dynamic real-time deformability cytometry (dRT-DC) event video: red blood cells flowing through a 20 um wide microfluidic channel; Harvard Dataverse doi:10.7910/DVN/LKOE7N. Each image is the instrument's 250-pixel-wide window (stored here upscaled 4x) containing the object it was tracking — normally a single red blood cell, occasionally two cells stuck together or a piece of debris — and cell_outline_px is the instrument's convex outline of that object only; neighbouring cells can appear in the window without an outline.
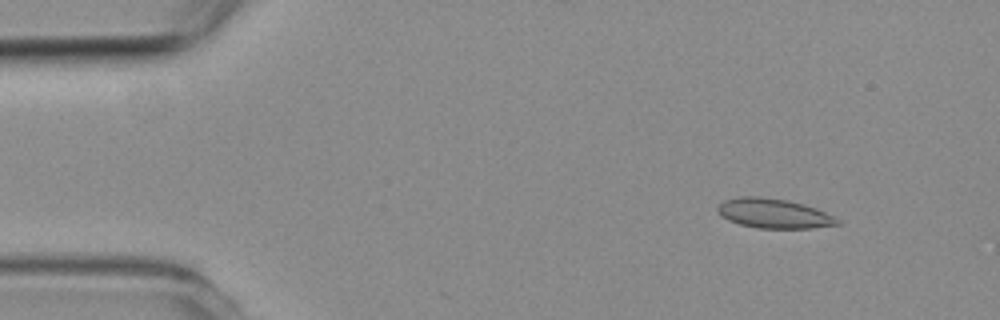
{"species": "common noctule bat (a hibernating species)", "species_latin": "Nyctalus noctula", "temperature_condition": "room temperature", "stored_images_in_passage": 5, "camera_frame_rate_fps": 3000, "um_per_image_px": 0.085, "animal": {"sex": "female", "body_mass_g": 19.3, "forearm_length_mm": 54.1}, "frame": {"image": 1, "passage_image": 2, "time_ms": 1.333, "image_size_px": [1000, 320], "cell_outline_px": [[840, 224], [812, 228], [756, 228], [740, 224], [728, 220], [720, 216], [716, 208], [724, 200], [740, 196], [756, 196], [788, 200], [804, 204], [816, 208], [840, 220]], "centroid_in_image_um": [65.74, 18.14], "position_along_channel_um": 19.3, "area_um2": 20.63}}
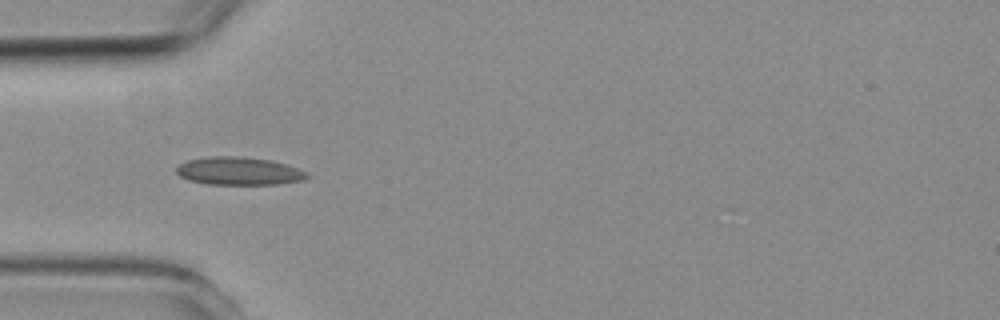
{"frame": {"image": 2, "passage_image": 5, "time_ms": 4.667, "image_size_px": [1000, 320], "cell_outline_px": [[308, 176], [304, 180], [276, 184], [208, 184], [188, 180], [180, 176], [176, 172], [176, 168], [180, 164], [188, 160], [208, 156], [240, 156], [272, 160], [308, 172]], "centroid_in_image_um": [20.29, 14.53], "position_along_channel_um": 64.7, "area_um2": 21.21}}